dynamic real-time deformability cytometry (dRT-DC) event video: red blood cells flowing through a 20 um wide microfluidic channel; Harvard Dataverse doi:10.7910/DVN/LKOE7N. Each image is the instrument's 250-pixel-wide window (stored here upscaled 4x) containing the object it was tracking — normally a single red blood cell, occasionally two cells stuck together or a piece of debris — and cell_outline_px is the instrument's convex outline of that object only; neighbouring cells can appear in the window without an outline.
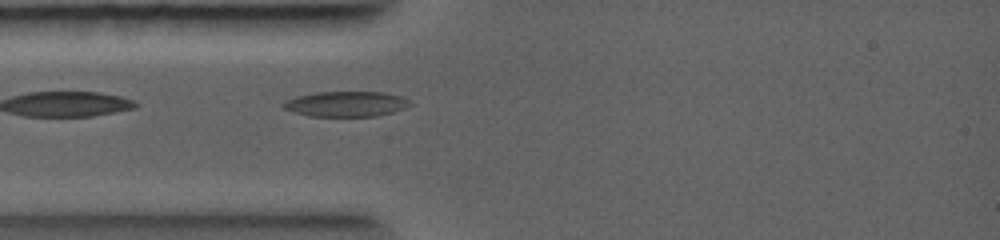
{"species": "common noctule bat (a hibernating species)", "species_latin": "Nyctalus noctula", "temperature_condition": "warm", "stored_images_in_passage": 2, "camera_frame_rate_fps": 5000, "um_per_image_px": 0.085, "animal": {"sex": "female", "body_mass_g": 19.0, "forearm_length_mm": 56.7}, "frame": {"image": 1, "passage_image": 1, "time_ms": 0.0, "image_size_px": [1000, 240], "cell_outline_px": [[412, 104], [404, 108], [392, 112], [376, 116], [308, 116], [292, 112], [284, 108], [280, 104], [296, 96], [316, 92], [384, 92], [404, 96]], "centroid_in_image_um": [29.41, 8.83], "position_along_channel_um": 55.6, "area_um2": 18.73}}